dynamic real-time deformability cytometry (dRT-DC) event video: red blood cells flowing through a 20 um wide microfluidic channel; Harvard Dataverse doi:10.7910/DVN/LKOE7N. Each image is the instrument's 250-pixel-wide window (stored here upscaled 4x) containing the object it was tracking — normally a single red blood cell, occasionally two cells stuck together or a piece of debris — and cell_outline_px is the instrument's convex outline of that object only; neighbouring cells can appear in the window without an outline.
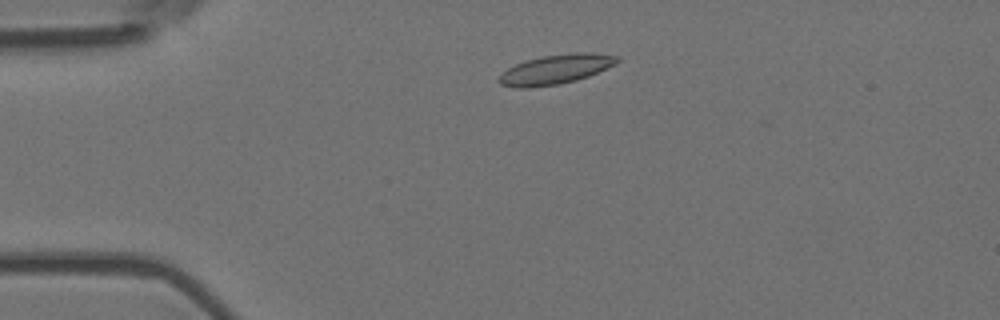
{"species": "Egyptian fruit bat (a non-hibernating species)", "species_latin": "Rousettus aegyptiacus", "temperature_condition": "room temperature", "stored_images_in_passage": 44, "camera_frame_rate_fps": 3000, "um_per_image_px": 0.085, "animal": {"sex": "female"}, "frame": {"image": 1, "passage_image": 1, "time_ms": 0.0, "image_size_px": [1000, 320], "cell_outline_px": [[620, 60], [616, 64], [588, 76], [576, 80], [560, 84], [528, 88], [516, 88], [500, 84], [496, 80], [508, 68], [524, 60], [540, 56], [576, 52], [588, 52], [620, 56]], "centroid_in_image_um": [47.23, 5.89], "position_along_channel_um": 37.8, "area_um2": 20.46}}
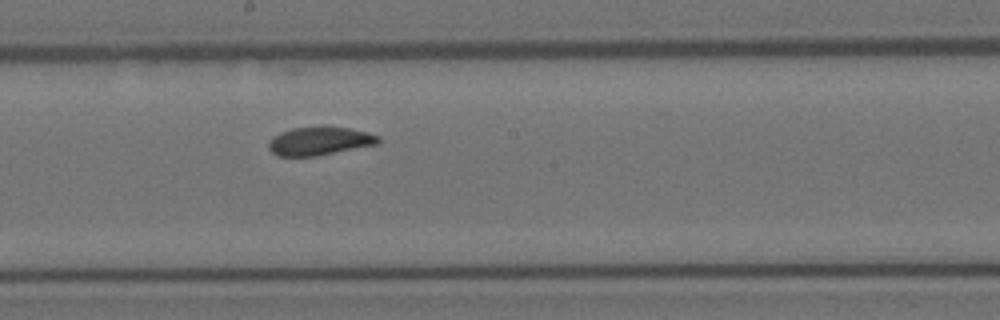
{"frame": {"image": 2, "passage_image": 19, "time_ms": 6.0, "image_size_px": [1000, 320], "cell_outline_px": [[380, 140], [376, 144], [316, 156], [276, 156], [268, 148], [268, 140], [272, 136], [280, 132], [292, 128], [320, 124], [328, 124], [368, 132], [380, 136]], "centroid_in_image_um": [27.12, 11.94], "position_along_channel_um": 221.1, "area_um2": 18.73}}
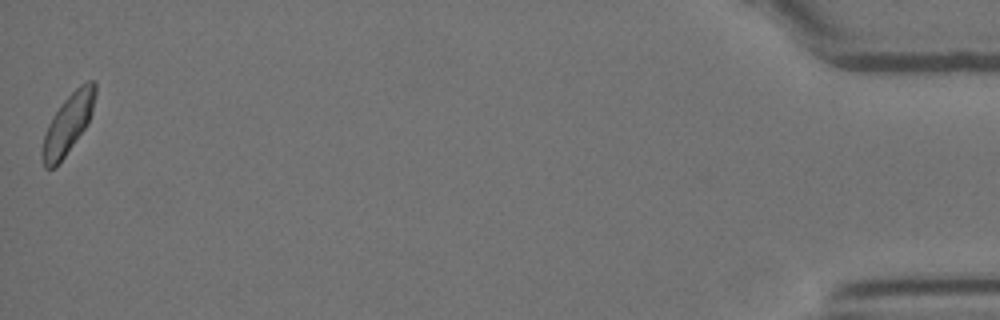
{"frame": {"image": 3, "passage_image": 44, "time_ms": 14.333, "image_size_px": [1000, 320], "cell_outline_px": [[96, 92], [92, 112], [88, 124], [56, 168], [44, 168], [40, 152], [44, 136], [48, 124], [52, 116], [60, 104], [80, 84], [88, 80], [96, 80]], "centroid_in_image_um": [5.77, 10.53], "position_along_channel_um": 429.4, "area_um2": 18.61}, "authors_computed_cell_mechanics": {"area_um2": 18.6116, "velocity_mm_per_s": 3.6376, "shape_relaxation_time_tau1_ms": 3.5392, "shape_relaxation_time_tau2_ms": 1.3087, "deformation_change_tau1": 0.1201, "deformation_change_tau2": 0.0672}}